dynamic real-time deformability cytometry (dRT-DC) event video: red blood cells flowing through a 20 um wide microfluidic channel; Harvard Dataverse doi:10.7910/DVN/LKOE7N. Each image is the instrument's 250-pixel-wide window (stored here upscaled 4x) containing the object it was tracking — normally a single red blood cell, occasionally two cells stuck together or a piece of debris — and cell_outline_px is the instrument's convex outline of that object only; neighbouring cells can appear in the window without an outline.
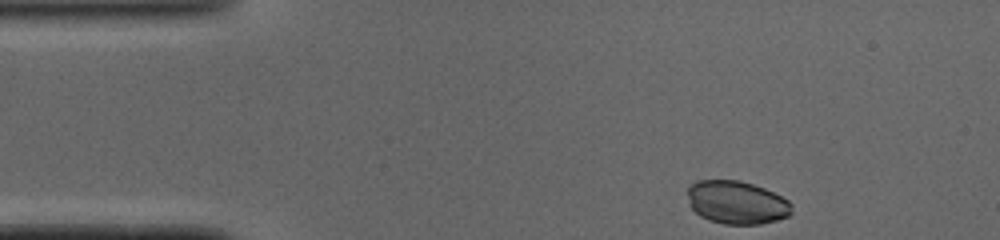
{"species": "common noctule bat (a hibernating species)", "species_latin": "Nyctalus noctula", "temperature_condition": "cold", "stored_images_in_passage": 43, "camera_frame_rate_fps": 3000, "um_per_image_px": 0.085, "animal": {"sex": "male", "body_mass_g": 19.0, "forearm_length_mm": 50.8}, "frame": {"image": 1, "passage_image": 1, "time_ms": 0.0, "image_size_px": [1000, 240], "cell_outline_px": [[792, 212], [788, 216], [776, 220], [760, 224], [724, 224], [708, 220], [700, 216], [688, 204], [688, 184], [696, 180], [740, 180], [764, 188], [788, 200], [792, 204]], "centroid_in_image_um": [62.59, 17.2], "position_along_channel_um": 22.4, "area_um2": 26.36}}
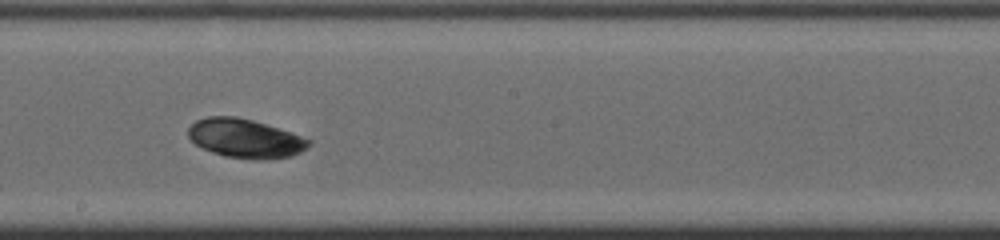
{"frame": {"image": 2, "passage_image": 21, "time_ms": 6.667, "image_size_px": [1000, 240], "cell_outline_px": [[312, 144], [308, 148], [292, 156], [264, 160], [252, 160], [224, 156], [212, 152], [196, 144], [188, 136], [188, 128], [196, 120], [208, 116], [236, 116], [252, 120], [292, 132], [312, 140]], "centroid_in_image_um": [20.88, 11.77], "position_along_channel_um": 227.3, "area_um2": 27.57}}
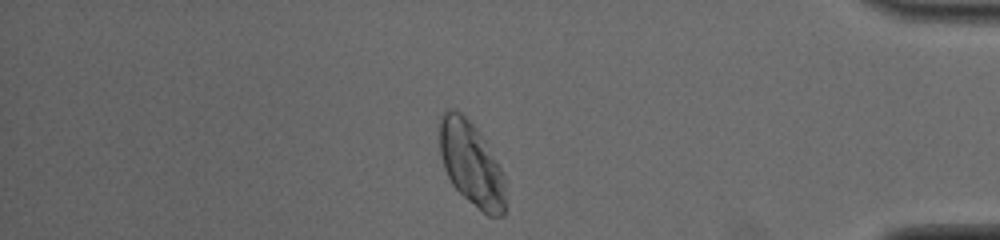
{"frame": {"image": 3, "passage_image": 36, "time_ms": 11.667, "image_size_px": [1000, 240], "cell_outline_px": [[508, 204], [504, 216], [488, 216], [468, 200], [452, 184], [444, 168], [440, 152], [440, 116], [448, 108], [452, 108], [460, 112], [476, 128], [484, 140], [500, 168], [504, 176]], "centroid_in_image_um": [40.09, 13.97], "position_along_channel_um": 395.1, "area_um2": 32.25}}